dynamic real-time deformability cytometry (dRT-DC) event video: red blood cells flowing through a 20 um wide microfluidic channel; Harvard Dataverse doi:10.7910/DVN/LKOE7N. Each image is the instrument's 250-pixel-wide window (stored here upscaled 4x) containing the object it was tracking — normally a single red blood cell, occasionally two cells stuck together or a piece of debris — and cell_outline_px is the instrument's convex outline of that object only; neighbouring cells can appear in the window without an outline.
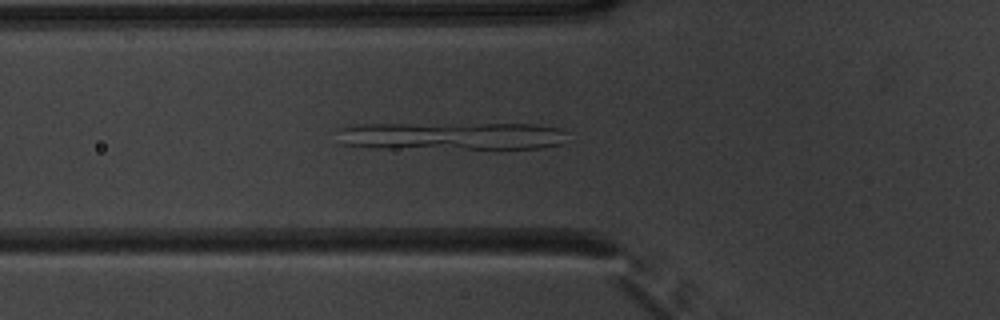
{"species": "common noctule bat (a hibernating species)", "species_latin": "Nyctalus noctula", "temperature_condition": "warm", "stored_images_in_passage": 50, "camera_frame_rate_fps": 3000, "um_per_image_px": 0.085, "animal": {"sex": "male", "body_mass_g": 20.1, "forearm_length_mm": 53.5}, "frame": {"image": 1, "passage_image": 18, "time_ms": 5.667, "image_size_px": [1000, 320], "cell_outline_px": [[564, 132], [560, 144], [544, 148], [368, 148], [340, 144], [340, 128], [364, 124], [536, 124], [560, 128]], "centroid_in_image_um": [38.35, 11.56], "position_along_channel_um": 87.5, "area_um2": 37.05}}